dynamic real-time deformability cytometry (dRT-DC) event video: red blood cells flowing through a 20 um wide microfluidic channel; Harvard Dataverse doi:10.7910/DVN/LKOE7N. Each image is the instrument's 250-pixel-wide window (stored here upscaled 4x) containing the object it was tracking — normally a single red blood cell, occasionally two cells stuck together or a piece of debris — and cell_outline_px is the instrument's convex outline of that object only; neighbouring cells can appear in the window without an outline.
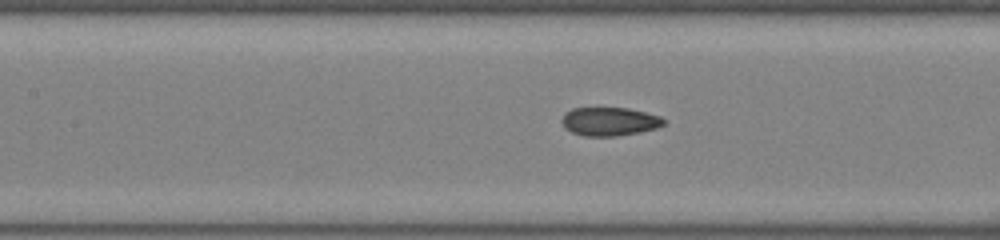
{"species": "common noctule bat (a hibernating species)", "species_latin": "Nyctalus noctula", "temperature_condition": "room temperature", "stored_images_in_passage": 7, "camera_frame_rate_fps": 3000, "um_per_image_px": 0.085, "animal": {"sex": "female", "body_mass_g": 22.0, "forearm_length_mm": 56.7}, "frame": {"image": 1, "passage_image": 6, "time_ms": 1.667, "image_size_px": [1000, 240], "cell_outline_px": [[664, 124], [656, 128], [640, 132], [616, 136], [584, 136], [572, 132], [564, 128], [560, 120], [564, 112], [572, 108], [628, 108], [660, 116], [664, 120]], "centroid_in_image_um": [51.75, 10.32], "position_along_channel_um": 155.6, "area_um2": 16.99}}